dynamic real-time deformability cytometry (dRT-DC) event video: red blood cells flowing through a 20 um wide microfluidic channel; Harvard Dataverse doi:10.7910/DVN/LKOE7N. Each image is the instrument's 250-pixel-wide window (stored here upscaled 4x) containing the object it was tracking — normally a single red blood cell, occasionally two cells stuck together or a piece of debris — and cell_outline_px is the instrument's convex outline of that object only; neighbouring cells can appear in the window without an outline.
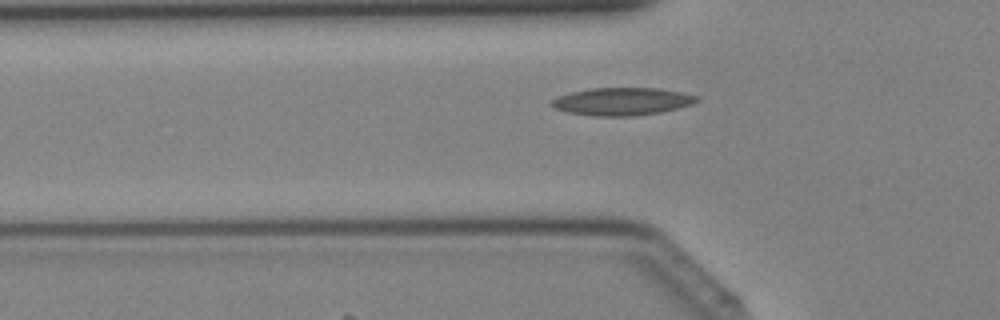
{"species": "Egyptian fruit bat (a non-hibernating species)", "species_latin": "Rousettus aegyptiacus", "temperature_condition": "cold", "stored_images_in_passage": 32, "camera_frame_rate_fps": 3000, "um_per_image_px": 0.085, "animal": {"sex": "female"}, "frame": {"image": 1, "passage_image": 5, "time_ms": 1.333, "image_size_px": [1000, 320], "cell_outline_px": [[700, 100], [692, 104], [660, 112], [632, 116], [596, 116], [568, 112], [556, 108], [552, 104], [552, 100], [560, 96], [572, 92], [592, 88], [656, 88], [680, 92], [700, 96]], "centroid_in_image_um": [52.93, 8.62], "position_along_channel_um": 72.9, "area_um2": 23.06}}
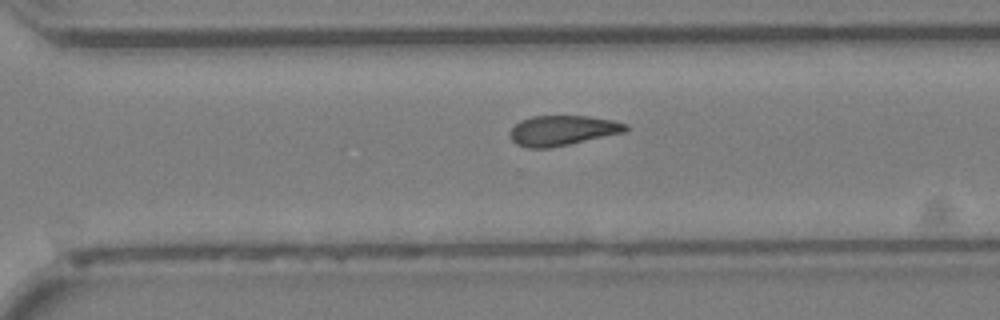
{"frame": {"image": 2, "passage_image": 20, "time_ms": 6.333, "image_size_px": [1000, 320], "cell_outline_px": [[628, 132], [548, 148], [524, 148], [516, 144], [512, 140], [508, 132], [520, 120], [532, 116], [588, 116], [612, 120], [628, 124]], "centroid_in_image_um": [47.81, 11.09], "position_along_channel_um": 322.8, "area_um2": 20.4}}
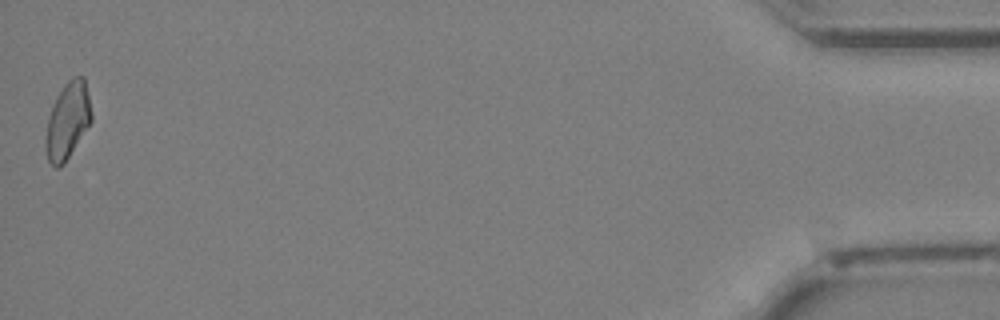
{"frame": {"image": 3, "passage_image": 32, "time_ms": 10.333, "image_size_px": [1000, 320], "cell_outline_px": [[92, 120], [64, 164], [60, 168], [56, 168], [48, 160], [44, 144], [44, 140], [48, 116], [52, 104], [56, 96], [64, 84], [72, 76], [84, 76], [92, 112]], "centroid_in_image_um": [5.73, 10.25], "position_along_channel_um": 429.5, "area_um2": 20.63}}